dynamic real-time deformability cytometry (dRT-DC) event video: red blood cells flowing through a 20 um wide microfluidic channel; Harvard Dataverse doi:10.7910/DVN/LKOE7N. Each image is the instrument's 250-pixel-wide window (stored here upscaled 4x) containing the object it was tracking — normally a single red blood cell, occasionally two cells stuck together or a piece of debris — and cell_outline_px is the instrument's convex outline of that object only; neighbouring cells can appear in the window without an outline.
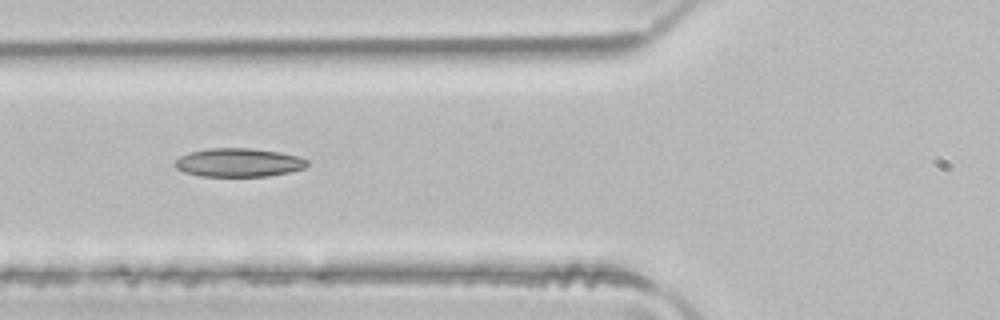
{"species": "common noctule bat (a hibernating species)", "species_latin": "Nyctalus noctula", "temperature_condition": "room temperature", "stored_images_in_passage": 6, "camera_frame_rate_fps": 3000, "um_per_image_px": 0.085, "animal": {"sex": "male", "body_mass_g": 21.5, "forearm_length_mm": 52.0}, "frame": {"image": 1, "passage_image": 6, "time_ms": 1.667, "image_size_px": [1000, 320], "cell_outline_px": [[308, 164], [304, 168], [288, 172], [268, 176], [200, 176], [184, 172], [176, 168], [172, 164], [180, 156], [188, 152], [208, 148], [252, 148], [280, 152], [300, 156], [308, 160]], "centroid_in_image_um": [20.27, 13.81], "position_along_channel_um": 105.5, "area_um2": 22.2}}